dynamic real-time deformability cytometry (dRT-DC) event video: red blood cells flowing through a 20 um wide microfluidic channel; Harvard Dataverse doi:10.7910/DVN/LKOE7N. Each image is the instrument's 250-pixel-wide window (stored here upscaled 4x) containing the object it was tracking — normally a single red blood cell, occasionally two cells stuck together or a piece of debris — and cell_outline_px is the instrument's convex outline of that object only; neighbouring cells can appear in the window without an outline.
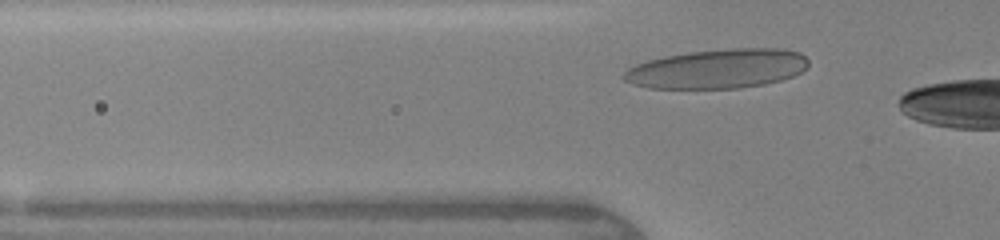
{"species": "human", "species_latin": "Homo sapiens", "temperature_condition": "warm", "stored_images_in_passage": 9, "camera_frame_rate_fps": 3000, "um_per_image_px": 0.085, "donor": {"sex": "female"}, "frame": {"image": 1, "passage_image": 9, "time_ms": 6.333, "image_size_px": [1000, 240], "cell_outline_px": [[808, 64], [800, 72], [792, 76], [780, 80], [764, 84], [740, 88], [648, 88], [632, 84], [624, 80], [620, 76], [628, 68], [636, 64], [648, 60], [664, 56], [688, 52], [732, 48], [780, 48], [800, 52], [808, 60]], "centroid_in_image_um": [60.96, 5.84], "position_along_channel_um": 64.8, "area_um2": 42.37}}